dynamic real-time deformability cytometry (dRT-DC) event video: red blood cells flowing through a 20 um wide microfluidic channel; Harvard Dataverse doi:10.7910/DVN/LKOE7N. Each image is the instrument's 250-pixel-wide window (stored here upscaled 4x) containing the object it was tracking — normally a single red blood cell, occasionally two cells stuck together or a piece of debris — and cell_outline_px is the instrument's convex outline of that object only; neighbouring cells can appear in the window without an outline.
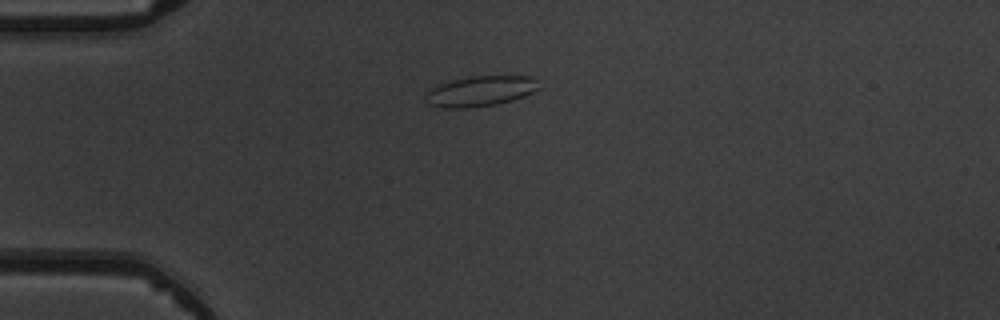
{"species": "common noctule bat (a hibernating species)", "species_latin": "Nyctalus noctula", "temperature_condition": "warm", "stored_images_in_passage": 6, "camera_frame_rate_fps": 3000, "um_per_image_px": 0.085, "animal": {"sex": "male", "body_mass_g": 19.5, "forearm_length_mm": 54.6}, "frame": {"image": 1, "passage_image": 1, "time_ms": 0.0, "image_size_px": [1000, 320], "cell_outline_px": [[540, 88], [524, 96], [512, 100], [496, 104], [472, 108], [440, 108], [428, 104], [424, 100], [424, 96], [428, 88], [436, 84], [472, 76], [532, 76], [536, 80]], "centroid_in_image_um": [40.76, 7.76], "position_along_channel_um": 44.2, "area_um2": 20.35}}
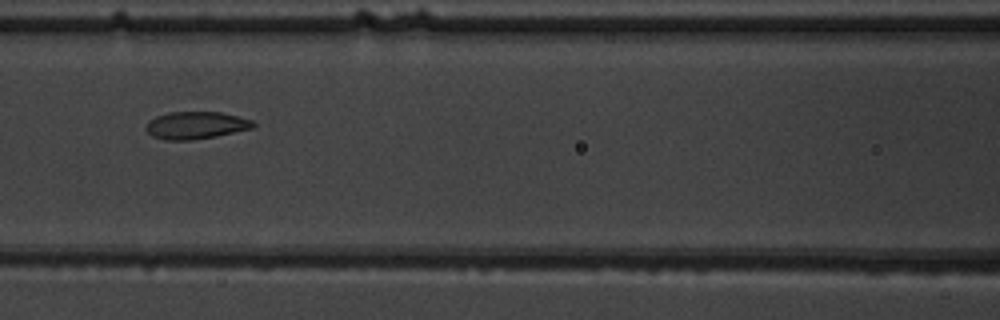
{"frame": {"image": 2, "passage_image": 4, "time_ms": 3.333, "image_size_px": [1000, 320], "cell_outline_px": [[256, 124], [252, 128], [216, 136], [192, 140], [164, 140], [152, 136], [144, 128], [148, 120], [156, 116], [168, 112], [220, 112], [252, 120]], "centroid_in_image_um": [16.6, 10.65], "position_along_channel_um": 150.0, "area_um2": 17.11}}
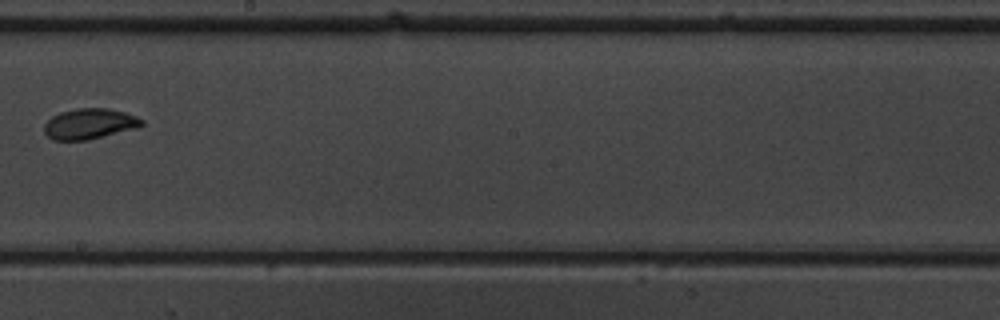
{"frame": {"image": 3, "passage_image": 6, "time_ms": 5.667, "image_size_px": [1000, 320], "cell_outline_px": [[144, 124], [140, 128], [84, 140], [52, 140], [44, 132], [44, 124], [52, 116], [60, 112], [76, 108], [108, 108], [124, 112], [136, 116], [144, 120]], "centroid_in_image_um": [7.63, 10.52], "position_along_channel_um": 240.6, "area_um2": 17.46}}